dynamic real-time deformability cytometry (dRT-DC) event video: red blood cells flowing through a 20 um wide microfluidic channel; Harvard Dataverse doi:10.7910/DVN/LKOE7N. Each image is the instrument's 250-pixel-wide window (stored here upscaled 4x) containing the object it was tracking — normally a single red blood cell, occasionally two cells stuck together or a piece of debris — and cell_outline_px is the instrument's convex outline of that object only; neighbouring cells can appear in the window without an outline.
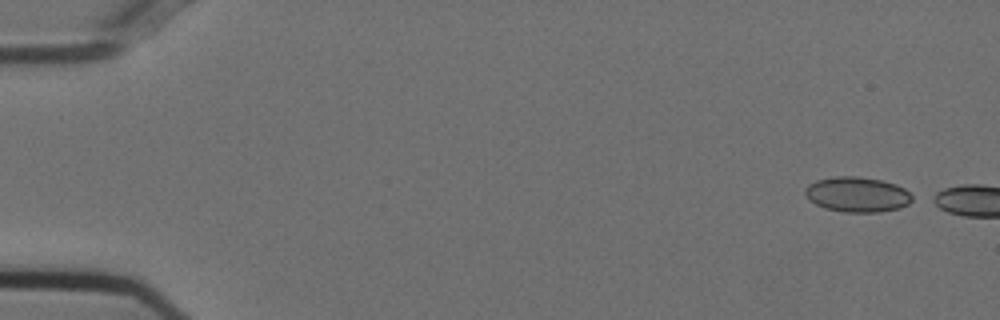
{"species": "Egyptian fruit bat (a non-hibernating species)", "species_latin": "Rousettus aegyptiacus", "temperature_condition": "cold", "stored_images_in_passage": 4, "camera_frame_rate_fps": 3000, "um_per_image_px": 0.085, "animal": {"sex": "female"}, "frame": {"image": 1, "passage_image": 1, "time_ms": 0.0, "image_size_px": [1000, 320], "cell_outline_px": [[916, 200], [900, 208], [880, 212], [844, 212], [824, 208], [816, 204], [804, 192], [804, 188], [808, 184], [816, 180], [832, 176], [856, 176], [880, 180], [896, 184], [904, 188], [916, 196]], "centroid_in_image_um": [72.92, 16.53], "position_along_channel_um": 12.1, "area_um2": 22.2}}